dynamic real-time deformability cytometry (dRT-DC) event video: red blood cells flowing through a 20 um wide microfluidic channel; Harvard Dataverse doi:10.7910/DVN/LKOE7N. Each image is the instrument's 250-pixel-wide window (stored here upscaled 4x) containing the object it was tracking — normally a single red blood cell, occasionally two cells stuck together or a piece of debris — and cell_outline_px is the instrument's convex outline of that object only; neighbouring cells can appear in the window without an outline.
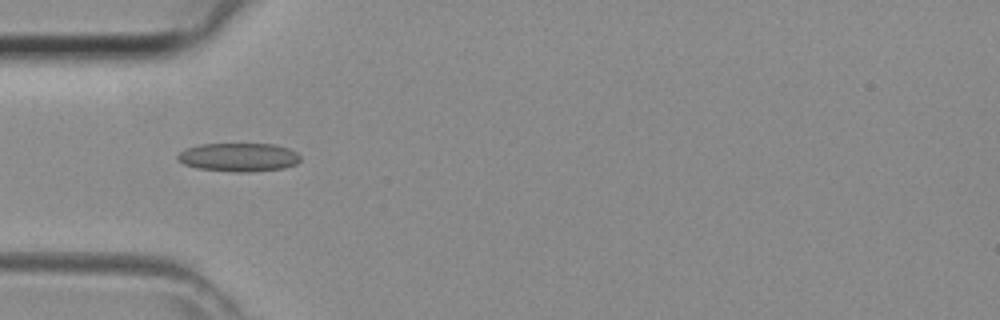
{"species": "common noctule bat (a hibernating species)", "species_latin": "Nyctalus noctula", "temperature_condition": "room temperature", "stored_images_in_passage": 27, "camera_frame_rate_fps": 3000, "um_per_image_px": 0.085, "animal": {"sex": "female", "body_mass_g": 29.2, "forearm_length_mm": 56.3}, "frame": {"image": 1, "passage_image": 3, "time_ms": 0.667, "image_size_px": [1000, 320], "cell_outline_px": [[300, 160], [296, 164], [284, 168], [252, 172], [232, 172], [196, 168], [184, 164], [176, 156], [184, 148], [200, 144], [276, 144], [288, 148], [296, 152], [300, 156]], "centroid_in_image_um": [20.29, 13.36], "position_along_channel_um": 64.7, "area_um2": 20.58}}
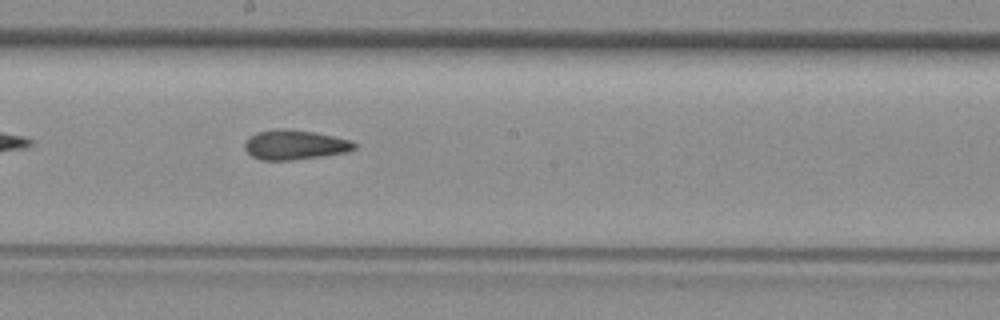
{"frame": {"image": 2, "passage_image": 13, "time_ms": 4.0, "image_size_px": [1000, 320], "cell_outline_px": [[356, 148], [348, 152], [292, 160], [260, 160], [252, 156], [244, 148], [244, 144], [248, 136], [256, 132], [316, 132], [352, 140], [356, 144]], "centroid_in_image_um": [25.09, 12.36], "position_along_channel_um": 223.1, "area_um2": 18.21}}
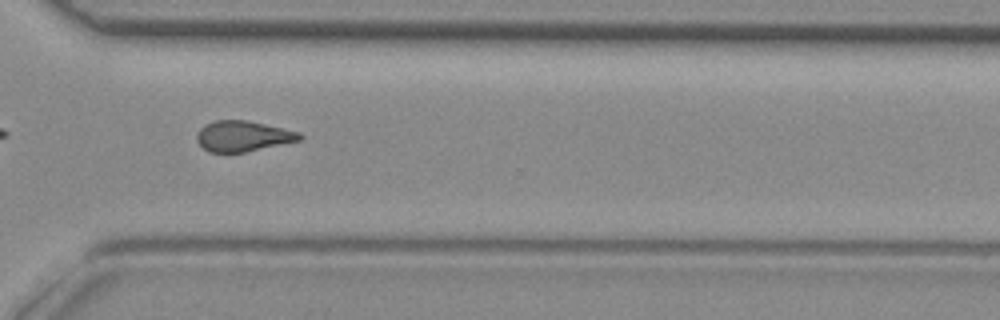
{"frame": {"image": 3, "passage_image": 21, "time_ms": 6.667, "image_size_px": [1000, 320], "cell_outline_px": [[304, 136], [300, 140], [244, 152], [208, 152], [196, 140], [196, 136], [200, 128], [204, 124], [216, 120], [248, 120], [300, 132]], "centroid_in_image_um": [20.64, 11.56], "position_along_channel_um": 350.0, "area_um2": 18.26}}